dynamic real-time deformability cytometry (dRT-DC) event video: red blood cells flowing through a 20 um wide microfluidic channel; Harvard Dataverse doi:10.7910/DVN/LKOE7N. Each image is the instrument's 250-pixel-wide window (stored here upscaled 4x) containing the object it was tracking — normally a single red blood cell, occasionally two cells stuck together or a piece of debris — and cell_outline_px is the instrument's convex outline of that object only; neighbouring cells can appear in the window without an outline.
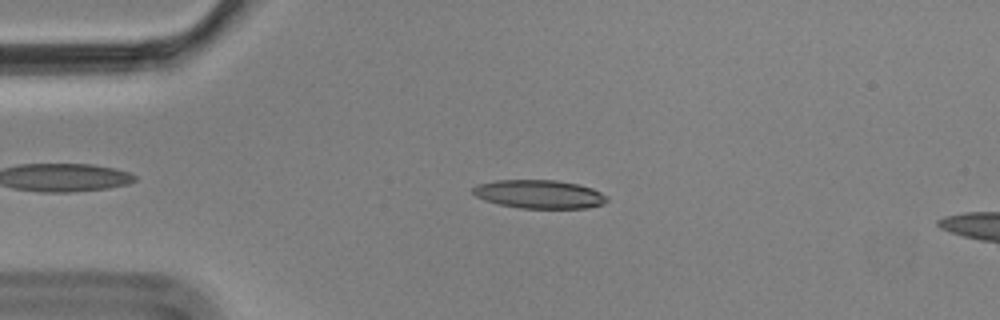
{"species": "Egyptian fruit bat (a non-hibernating species)", "species_latin": "Rousettus aegyptiacus", "temperature_condition": "cold", "stored_images_in_passage": 5, "camera_frame_rate_fps": 3000, "um_per_image_px": 0.085, "animal": {"sex": "male"}, "frame": {"image": 1, "passage_image": 2, "time_ms": 0.333, "image_size_px": [1000, 320], "cell_outline_px": [[608, 200], [604, 204], [588, 208], [520, 208], [500, 204], [484, 200], [476, 196], [472, 192], [472, 188], [476, 184], [496, 180], [556, 180], [576, 184], [592, 188], [608, 196]], "centroid_in_image_um": [45.84, 16.5], "position_along_channel_um": 39.2, "area_um2": 22.31}}